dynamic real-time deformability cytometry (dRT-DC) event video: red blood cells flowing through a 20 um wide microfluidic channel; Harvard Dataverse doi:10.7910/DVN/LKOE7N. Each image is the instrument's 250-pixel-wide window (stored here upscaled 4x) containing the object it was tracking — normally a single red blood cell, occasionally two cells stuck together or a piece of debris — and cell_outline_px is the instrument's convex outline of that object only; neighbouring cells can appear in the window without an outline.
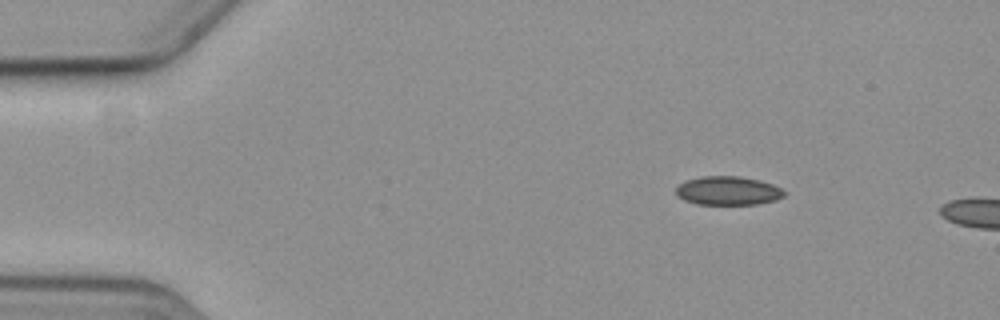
{"species": "common noctule bat (a hibernating species)", "species_latin": "Nyctalus noctula", "temperature_condition": "cold", "stored_images_in_passage": 3, "camera_frame_rate_fps": 3000, "um_per_image_px": 0.085, "animal": {"sex": "female", "body_mass_g": 19.3, "forearm_length_mm": 54.1}, "frame": {"image": 1, "passage_image": 1, "time_ms": 0.0, "image_size_px": [1000, 320], "cell_outline_px": [[784, 196], [772, 200], [756, 204], [696, 204], [684, 200], [676, 196], [676, 188], [680, 184], [688, 180], [704, 176], [740, 176], [760, 180], [772, 184], [780, 188], [784, 192]], "centroid_in_image_um": [61.85, 16.21], "position_along_channel_um": 23.2, "area_um2": 17.92}}